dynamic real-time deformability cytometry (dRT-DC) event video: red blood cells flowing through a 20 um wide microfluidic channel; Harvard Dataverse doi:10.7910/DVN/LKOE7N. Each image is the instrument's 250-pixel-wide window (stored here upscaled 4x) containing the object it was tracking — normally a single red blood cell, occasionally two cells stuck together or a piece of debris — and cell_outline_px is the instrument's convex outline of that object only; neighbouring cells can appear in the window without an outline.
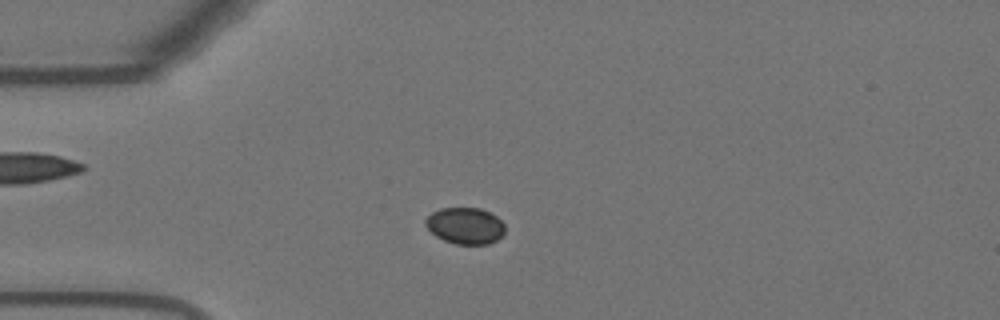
{"species": "Egyptian fruit bat (a non-hibernating species)", "species_latin": "Rousettus aegyptiacus", "temperature_condition": "warm", "stored_images_in_passage": 54, "camera_frame_rate_fps": 3000, "um_per_image_px": 0.085, "animal": {"sex": "female"}, "frame": {"image": 1, "passage_image": 13, "time_ms": 4.0, "image_size_px": [1000, 320], "cell_outline_px": [[504, 232], [496, 240], [488, 244], [456, 244], [444, 240], [436, 236], [424, 224], [424, 220], [432, 212], [440, 208], [480, 208], [496, 216], [504, 224]], "centroid_in_image_um": [39.52, 19.18], "position_along_channel_um": 45.5, "area_um2": 16.76}}
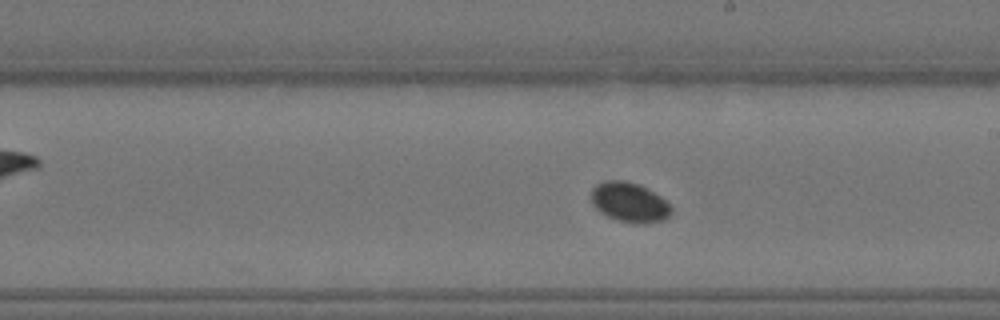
{"frame": {"image": 2, "passage_image": 30, "time_ms": 9.667, "image_size_px": [1000, 320], "cell_outline_px": [[672, 212], [664, 220], [644, 224], [636, 224], [620, 220], [608, 216], [600, 212], [592, 204], [592, 188], [596, 184], [604, 180], [624, 180], [640, 184], [648, 188], [660, 196], [672, 208]], "centroid_in_image_um": [53.51, 17.18], "position_along_channel_um": 235.5, "area_um2": 18.61}}
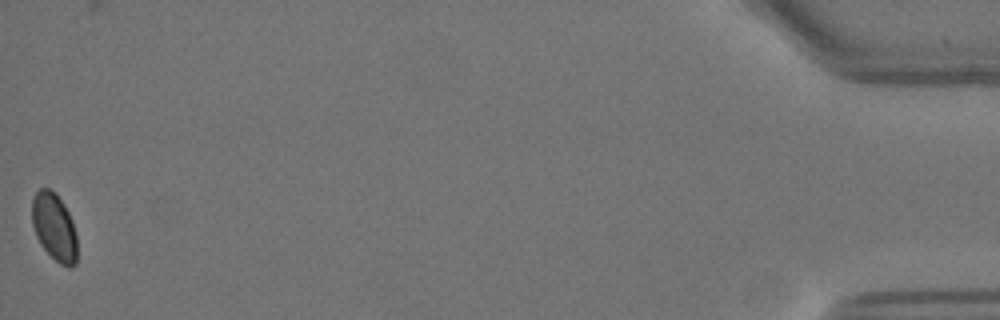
{"frame": {"image": 3, "passage_image": 54, "time_ms": 17.667, "image_size_px": [1000, 320], "cell_outline_px": [[76, 264], [72, 268], [68, 268], [60, 264], [40, 244], [36, 236], [32, 224], [32, 196], [40, 188], [48, 188], [56, 192], [64, 204], [72, 220], [76, 232]], "centroid_in_image_um": [4.61, 19.28], "position_along_channel_um": 430.6, "area_um2": 17.92}}